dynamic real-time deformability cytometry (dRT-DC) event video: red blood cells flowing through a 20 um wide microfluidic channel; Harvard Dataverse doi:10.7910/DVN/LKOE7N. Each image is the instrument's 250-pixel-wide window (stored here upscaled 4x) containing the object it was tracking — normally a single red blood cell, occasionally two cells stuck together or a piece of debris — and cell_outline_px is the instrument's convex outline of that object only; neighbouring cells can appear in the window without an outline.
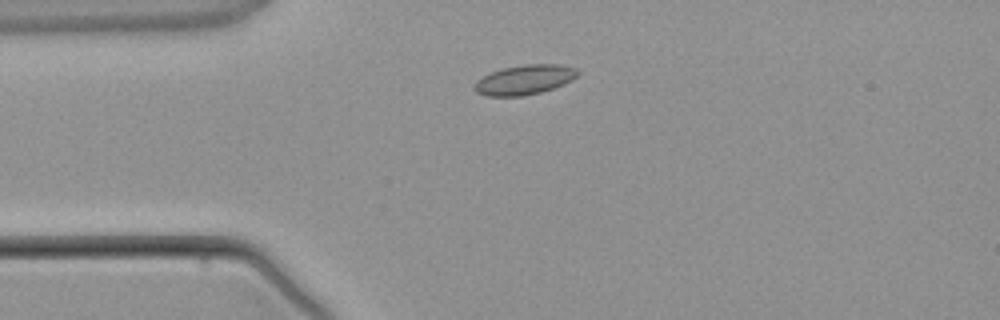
{"species": "common noctule bat (a hibernating species)", "species_latin": "Nyctalus noctula", "temperature_condition": "warm", "stored_images_in_passage": 3, "camera_frame_rate_fps": 3000, "um_per_image_px": 0.085, "animal": {"sex": "male", "body_mass_g": 21.5, "forearm_length_mm": 52.0}, "frame": {"image": 1, "passage_image": 2, "time_ms": 1.333, "image_size_px": [1000, 320], "cell_outline_px": [[580, 72], [572, 80], [564, 84], [540, 92], [520, 96], [488, 96], [476, 92], [472, 88], [476, 80], [492, 72], [504, 68], [524, 64], [560, 64], [576, 68]], "centroid_in_image_um": [44.58, 6.77], "position_along_channel_um": 40.4, "area_um2": 17.8}}